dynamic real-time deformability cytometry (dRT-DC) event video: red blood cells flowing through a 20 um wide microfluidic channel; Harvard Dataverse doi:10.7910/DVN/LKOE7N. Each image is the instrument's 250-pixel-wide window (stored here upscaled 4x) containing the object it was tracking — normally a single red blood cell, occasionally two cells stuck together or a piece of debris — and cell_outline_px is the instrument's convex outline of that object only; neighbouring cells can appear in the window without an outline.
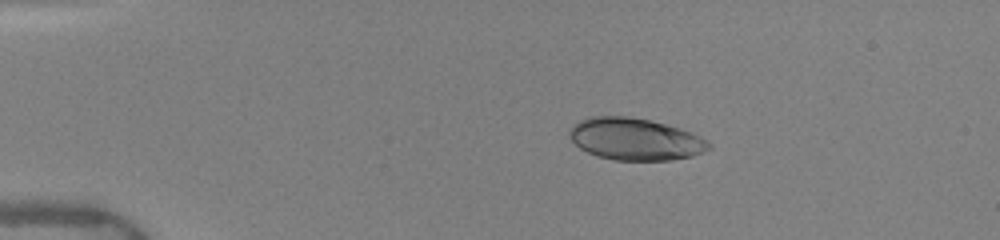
{"species": "human", "species_latin": "Homo sapiens", "temperature_condition": "warm", "stored_images_in_passage": 42, "camera_frame_rate_fps": 3000, "um_per_image_px": 0.085, "donor": {"sex": "female"}, "frame": {"image": 1, "passage_image": 2, "time_ms": 0.333, "image_size_px": [1000, 240], "cell_outline_px": [[712, 148], [704, 152], [692, 156], [672, 160], [612, 160], [596, 156], [580, 148], [568, 136], [568, 128], [580, 120], [588, 116], [632, 116], [680, 128], [692, 132], [700, 136], [712, 144]], "centroid_in_image_um": [53.98, 11.82], "position_along_channel_um": 31.0, "area_um2": 34.45}}
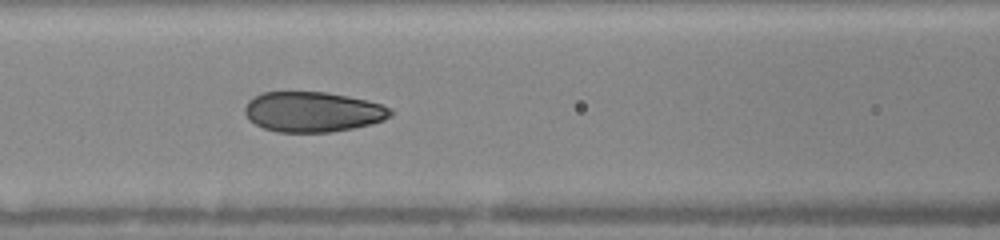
{"frame": {"image": 2, "passage_image": 15, "time_ms": 4.667, "image_size_px": [1000, 240], "cell_outline_px": [[392, 116], [384, 120], [372, 124], [332, 132], [276, 132], [264, 128], [256, 124], [244, 112], [244, 108], [248, 100], [264, 92], [324, 92], [348, 96], [368, 100], [392, 108]], "centroid_in_image_um": [26.62, 9.51], "position_along_channel_um": 140.0, "area_um2": 34.1}}
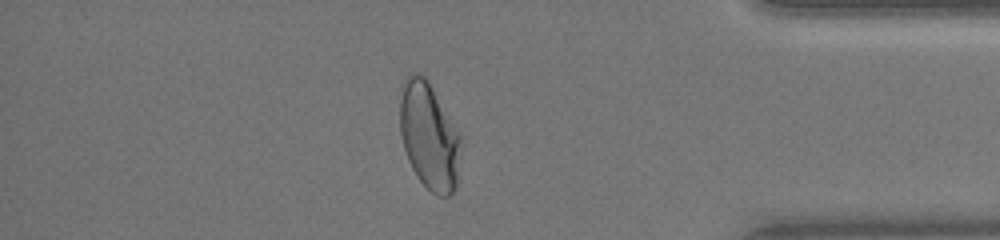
{"frame": {"image": 3, "passage_image": 36, "time_ms": 11.667, "image_size_px": [1000, 240], "cell_outline_px": [[460, 140], [456, 188], [448, 196], [436, 196], [420, 180], [412, 168], [408, 160], [404, 148], [400, 132], [400, 84], [412, 72], [416, 72], [424, 76], [428, 80], [460, 132]], "centroid_in_image_um": [36.45, 11.52], "position_along_channel_um": 398.7, "area_um2": 37.97}, "authors_computed_cell_mechanics": {"area_um2": 34.7089, "velocity_mm_per_s": 4.0454, "shape_relaxation_time_tau1_ms": 6.0384, "shape_relaxation_time_tau2_ms": null, "deformation_change_tau1": 0.2067, "deformation_change_tau2": null}}